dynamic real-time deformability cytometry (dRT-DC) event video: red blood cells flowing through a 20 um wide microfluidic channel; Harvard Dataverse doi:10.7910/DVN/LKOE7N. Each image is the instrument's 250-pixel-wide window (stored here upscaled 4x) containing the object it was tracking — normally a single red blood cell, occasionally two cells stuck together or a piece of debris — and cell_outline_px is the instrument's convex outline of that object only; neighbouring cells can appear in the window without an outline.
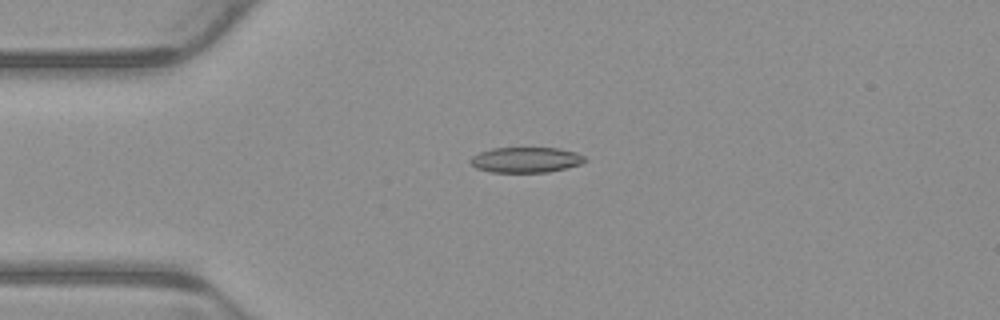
{"species": "common noctule bat (a hibernating species)", "species_latin": "Nyctalus noctula", "temperature_condition": "warm", "stored_images_in_passage": 6, "camera_frame_rate_fps": 3000, "um_per_image_px": 0.085, "animal": {"sex": "male", "body_mass_g": 23.1, "forearm_length_mm": 52.7}, "frame": {"image": 1, "passage_image": 3, "time_ms": 0.667, "image_size_px": [1000, 320], "cell_outline_px": [[588, 160], [580, 164], [548, 172], [492, 172], [476, 168], [468, 160], [472, 156], [480, 152], [492, 148], [556, 148], [576, 152], [584, 156]], "centroid_in_image_um": [44.69, 13.58], "position_along_channel_um": 40.3, "area_um2": 16.88}}
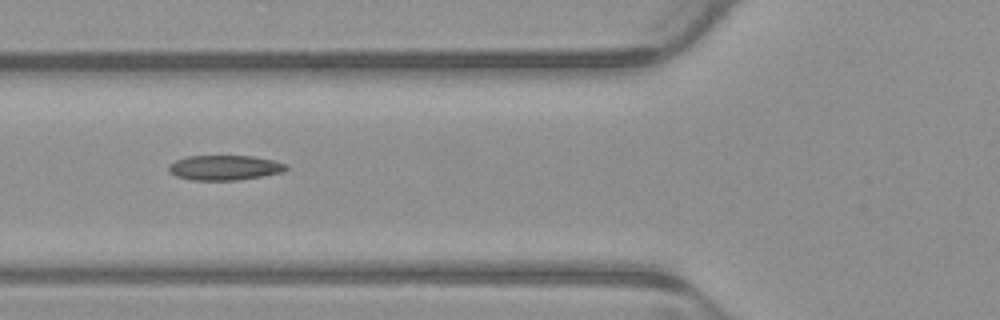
{"frame": {"image": 2, "passage_image": 5, "time_ms": 1.333, "image_size_px": [1000, 320], "cell_outline_px": [[288, 168], [284, 172], [236, 180], [192, 180], [176, 176], [168, 168], [168, 164], [176, 160], [188, 156], [252, 156], [272, 160], [288, 164]], "centroid_in_image_um": [19.1, 14.25], "position_along_channel_um": 106.7, "area_um2": 16.94}}
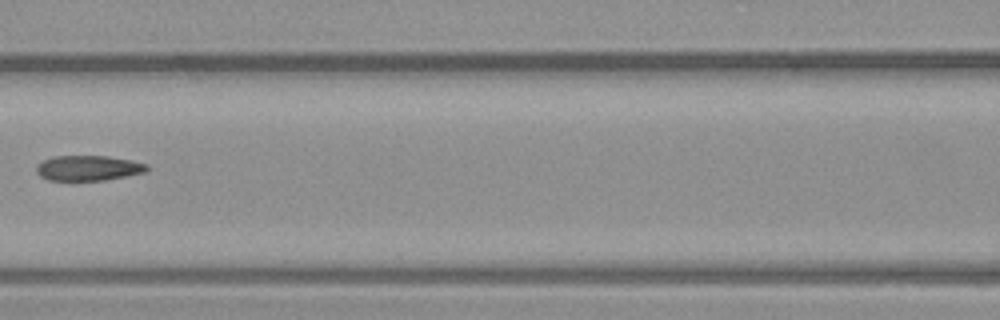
{"frame": {"image": 3, "passage_image": 6, "time_ms": 1.667, "image_size_px": [1000, 320], "cell_outline_px": [[148, 172], [104, 180], [48, 180], [40, 176], [36, 172], [36, 168], [44, 160], [52, 156], [108, 156], [132, 160], [148, 164]], "centroid_in_image_um": [7.54, 14.28], "position_along_channel_um": 159.1, "area_um2": 16.24}}